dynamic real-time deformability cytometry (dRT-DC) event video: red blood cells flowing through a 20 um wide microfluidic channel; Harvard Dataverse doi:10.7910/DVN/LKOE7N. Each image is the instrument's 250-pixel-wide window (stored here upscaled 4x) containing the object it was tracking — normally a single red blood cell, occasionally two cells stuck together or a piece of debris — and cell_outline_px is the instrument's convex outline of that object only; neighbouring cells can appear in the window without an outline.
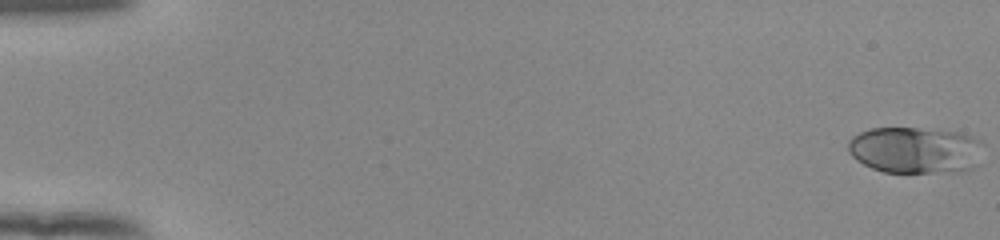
{"species": "human", "species_latin": "Homo sapiens", "temperature_condition": "room temperature", "stored_images_in_passage": 54, "camera_frame_rate_fps": 3000, "um_per_image_px": 0.085, "donor": {"sex": "female"}, "frame": {"image": 1, "passage_image": 1, "time_ms": 0.0, "image_size_px": [1000, 240], "cell_outline_px": [[984, 144], [972, 168], [956, 172], [884, 172], [872, 168], [856, 160], [848, 152], [848, 140], [852, 136], [860, 132], [872, 128], [916, 128], [956, 132], [972, 136], [984, 140]], "centroid_in_image_um": [77.77, 12.75], "position_along_channel_um": 7.2, "area_um2": 36.65}}
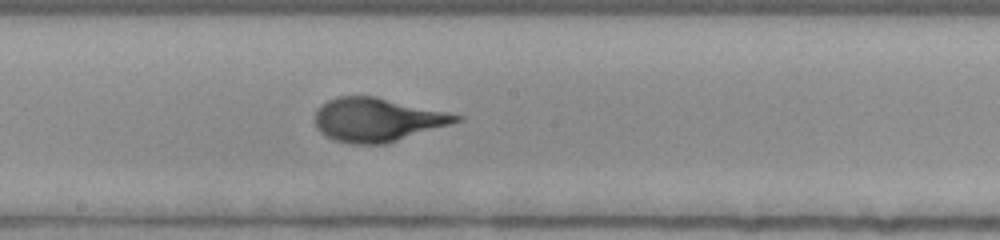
{"frame": {"image": 2, "passage_image": 31, "time_ms": 10.0, "image_size_px": [1000, 240], "cell_outline_px": [[464, 116], [460, 120], [448, 124], [384, 144], [348, 144], [332, 140], [320, 132], [316, 128], [316, 108], [328, 100], [336, 96], [376, 96]], "centroid_in_image_um": [31.98, 10.17], "position_along_channel_um": 216.2, "area_um2": 35.55}}
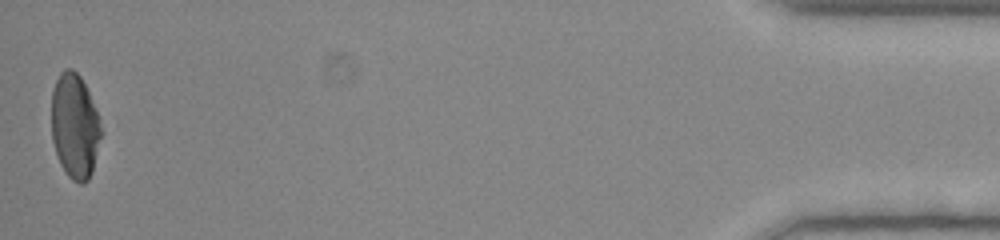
{"frame": {"image": 3, "passage_image": 54, "time_ms": 17.667, "image_size_px": [1000, 240], "cell_outline_px": [[100, 136], [92, 172], [88, 180], [84, 184], [80, 184], [72, 180], [68, 176], [60, 164], [52, 140], [52, 88], [60, 72], [64, 68], [72, 68], [80, 76], [100, 116]], "centroid_in_image_um": [6.34, 10.71], "position_along_channel_um": 428.9, "area_um2": 30.23}}